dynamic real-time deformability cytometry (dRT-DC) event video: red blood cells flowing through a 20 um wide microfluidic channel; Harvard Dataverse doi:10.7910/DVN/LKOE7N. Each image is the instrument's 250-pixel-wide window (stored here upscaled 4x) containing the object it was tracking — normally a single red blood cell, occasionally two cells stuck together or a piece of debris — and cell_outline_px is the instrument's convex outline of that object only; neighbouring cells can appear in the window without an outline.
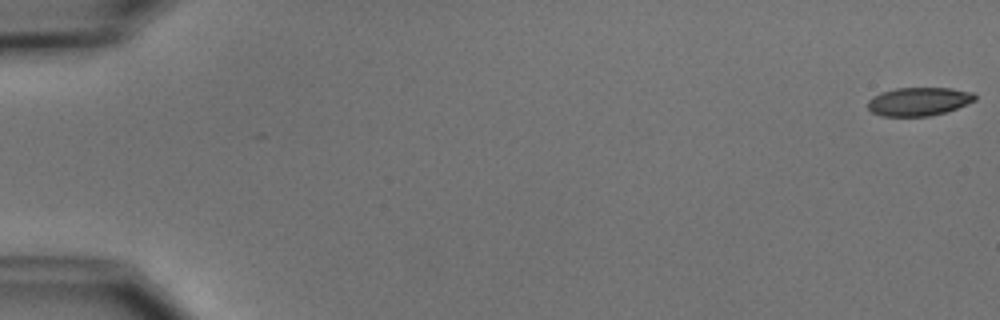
{"species": "common noctule bat (a hibernating species)", "species_latin": "Nyctalus noctula", "temperature_condition": "cold", "stored_images_in_passage": 54, "camera_frame_rate_fps": 3000, "um_per_image_px": 0.085, "animal": {"sex": "male", "body_mass_g": 15.6}, "frame": {"image": 1, "passage_image": 1, "time_ms": 0.0, "image_size_px": [1000, 320], "cell_outline_px": [[976, 100], [956, 108], [944, 112], [928, 116], [884, 116], [872, 112], [868, 108], [868, 100], [872, 96], [880, 92], [896, 88], [952, 88], [972, 92], [976, 96]], "centroid_in_image_um": [78.07, 8.62], "position_along_channel_um": 6.9, "area_um2": 17.69}}
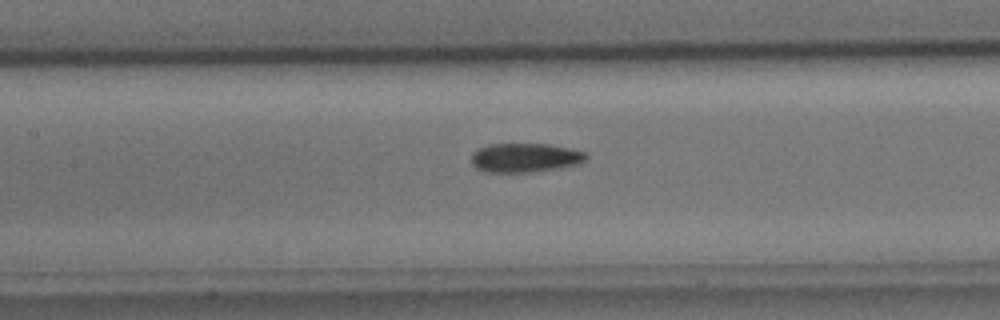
{"frame": {"image": 2, "passage_image": 26, "time_ms": 8.333, "image_size_px": [1000, 320], "cell_outline_px": [[588, 156], [580, 164], [556, 168], [528, 172], [484, 172], [476, 168], [472, 164], [472, 152], [488, 144], [548, 144], [572, 148], [588, 152]], "centroid_in_image_um": [44.65, 13.4], "position_along_channel_um": 162.8, "area_um2": 19.54}}
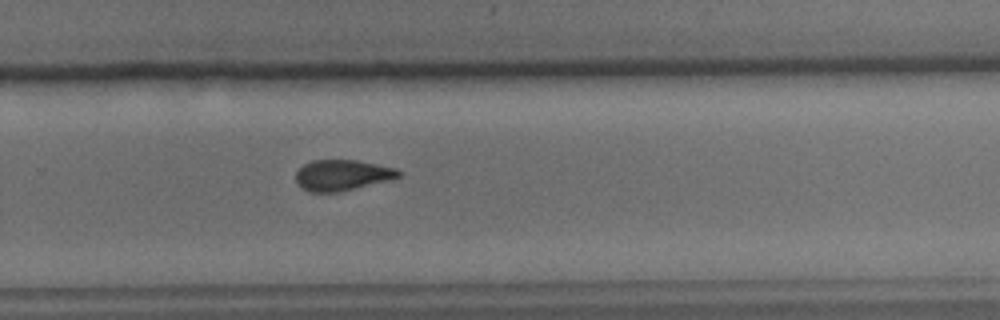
{"frame": {"image": 3, "passage_image": 37, "time_ms": 12.0, "image_size_px": [1000, 320], "cell_outline_px": [[400, 176], [392, 180], [340, 192], [312, 192], [300, 188], [296, 184], [296, 172], [304, 164], [312, 160], [356, 160], [396, 168], [400, 172]], "centroid_in_image_um": [29.08, 14.9], "position_along_channel_um": 300.7, "area_um2": 18.61}, "authors_computed_cell_mechanics": {"area_um2": 19.074, "velocity_mm_per_s": 3.7731, "shape_relaxation_time_tau1_ms": 3.7903, "shape_relaxation_time_tau2_ms": 3.3836, "deformation_change_tau1": 0.1412, "deformation_change_tau2": 0.0911}}